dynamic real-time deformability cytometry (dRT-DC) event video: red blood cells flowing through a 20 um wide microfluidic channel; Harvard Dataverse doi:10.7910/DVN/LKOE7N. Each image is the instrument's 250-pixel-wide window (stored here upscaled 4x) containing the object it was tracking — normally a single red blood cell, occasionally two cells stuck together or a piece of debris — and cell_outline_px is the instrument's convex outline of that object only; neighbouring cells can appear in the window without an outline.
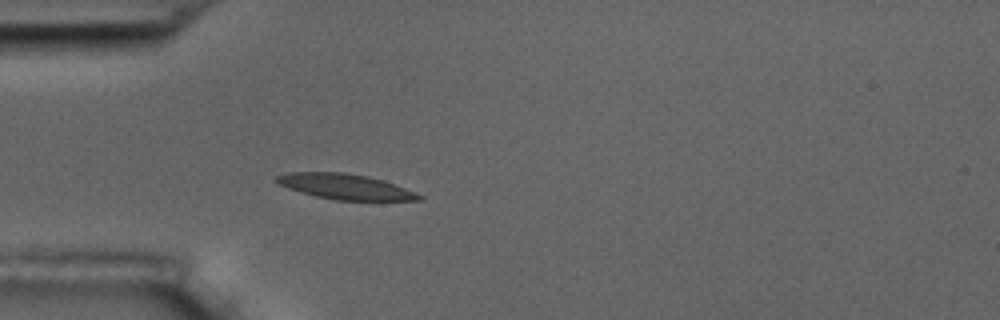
{"species": "common noctule bat (a hibernating species)", "species_latin": "Nyctalus noctula", "temperature_condition": "room temperature", "stored_images_in_passage": 4, "camera_frame_rate_fps": 3000, "um_per_image_px": 0.085, "animal": {"sex": "male", "body_mass_g": 17.5, "forearm_length_mm": 52.3}, "frame": {"image": 1, "passage_image": 4, "time_ms": 3.333, "image_size_px": [1000, 320], "cell_outline_px": [[424, 200], [336, 200], [316, 196], [300, 192], [276, 184], [272, 180], [276, 176], [288, 172], [344, 172], [368, 176], [384, 180], [416, 192], [424, 196]], "centroid_in_image_um": [29.32, 15.85], "position_along_channel_um": 55.7, "area_um2": 21.27}}